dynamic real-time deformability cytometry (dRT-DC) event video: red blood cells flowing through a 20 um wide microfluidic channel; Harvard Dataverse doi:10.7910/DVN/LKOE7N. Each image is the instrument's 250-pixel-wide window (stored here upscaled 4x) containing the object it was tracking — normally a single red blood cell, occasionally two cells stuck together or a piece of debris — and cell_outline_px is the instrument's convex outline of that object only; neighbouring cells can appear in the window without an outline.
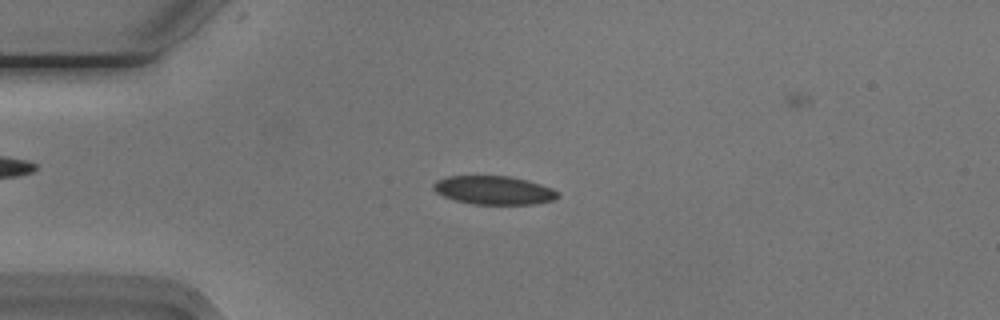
{"species": "Egyptian fruit bat (a non-hibernating species)", "species_latin": "Rousettus aegyptiacus", "temperature_condition": "cold", "stored_images_in_passage": 53, "camera_frame_rate_fps": 3000, "um_per_image_px": 0.085, "animal": {"sex": "male"}, "frame": {"image": 1, "passage_image": 13, "time_ms": 4.0, "image_size_px": [1000, 320], "cell_outline_px": [[560, 196], [552, 200], [536, 204], [472, 204], [456, 200], [444, 196], [436, 192], [432, 188], [432, 184], [436, 180], [448, 176], [508, 176], [528, 180], [552, 188], [560, 192]], "centroid_in_image_um": [41.99, 16.16], "position_along_channel_um": 43.0, "area_um2": 20.75}}
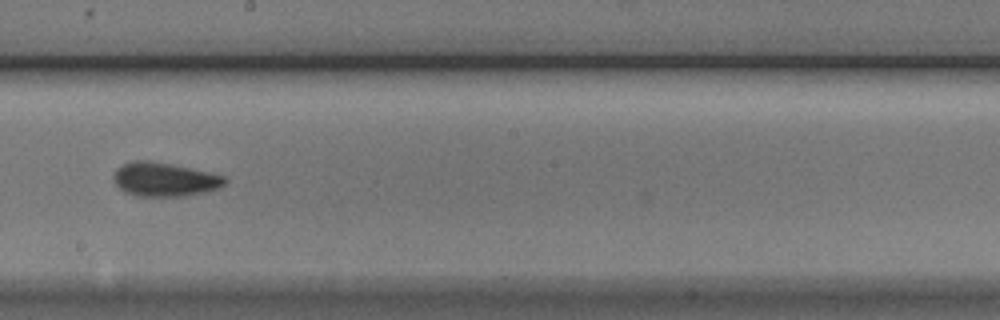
{"frame": {"image": 2, "passage_image": 30, "time_ms": 9.667, "image_size_px": [1000, 320], "cell_outline_px": [[228, 180], [220, 188], [208, 192], [184, 196], [136, 196], [124, 192], [112, 180], [112, 176], [116, 168], [132, 160], [148, 160], [172, 164], [212, 172], [224, 176]], "centroid_in_image_um": [13.99, 15.25], "position_along_channel_um": 234.2, "area_um2": 22.37}}
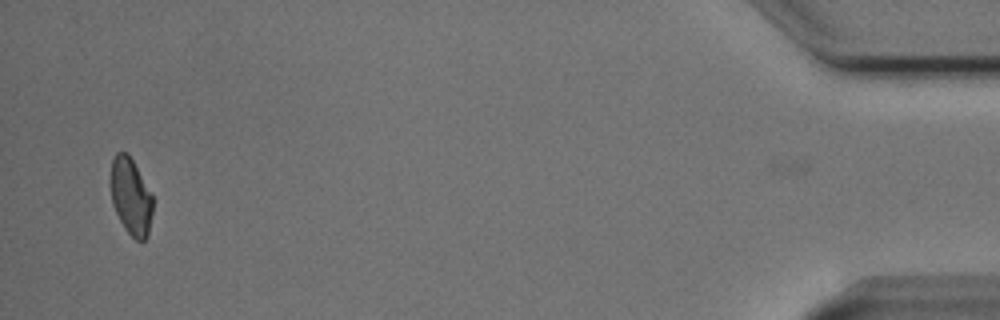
{"frame": {"image": 3, "passage_image": 52, "time_ms": 17.0, "image_size_px": [1000, 320], "cell_outline_px": [[152, 212], [148, 236], [144, 240], [136, 240], [124, 228], [112, 204], [112, 160], [116, 152], [128, 152], [152, 196]], "centroid_in_image_um": [11.13, 16.72], "position_along_channel_um": 424.1, "area_um2": 18.38}, "authors_computed_cell_mechanics": {"area_um2": 20.7502, "velocity_mm_per_s": 3.7708, "shape_relaxation_time_tau1_ms": 3.0528, "shape_relaxation_time_tau2_ms": 2.1308, "deformation_change_tau1": 0.0963, "deformation_change_tau2": 0.0646}}